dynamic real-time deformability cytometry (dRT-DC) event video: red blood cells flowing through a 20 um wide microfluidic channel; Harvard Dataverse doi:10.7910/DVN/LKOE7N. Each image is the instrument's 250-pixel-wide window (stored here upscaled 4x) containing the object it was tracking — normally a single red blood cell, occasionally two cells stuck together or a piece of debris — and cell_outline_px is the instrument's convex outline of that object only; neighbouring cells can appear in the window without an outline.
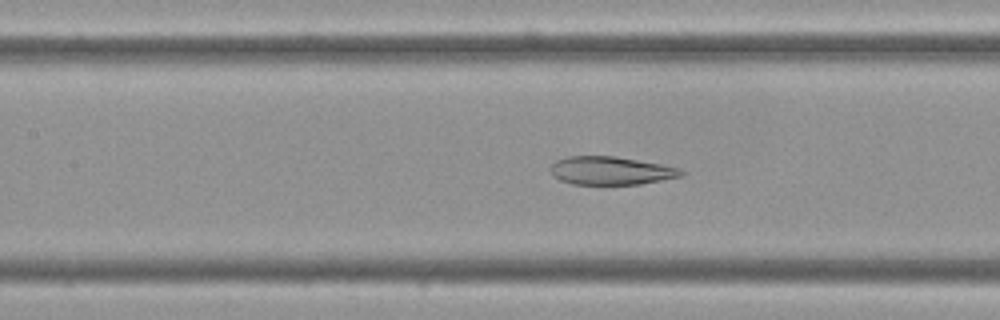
{"species": "Egyptian fruit bat (a non-hibernating species)", "species_latin": "Rousettus aegyptiacus", "temperature_condition": "cold", "stored_images_in_passage": 38, "camera_frame_rate_fps": 3000, "um_per_image_px": 0.085, "frame": {"image": 1, "passage_image": 12, "time_ms": 3.667, "image_size_px": [1000, 320], "cell_outline_px": [[684, 172], [680, 176], [640, 184], [572, 184], [560, 180], [552, 176], [548, 168], [556, 160], [568, 156], [616, 156], [660, 164], [676, 168]], "centroid_in_image_um": [51.82, 14.5], "position_along_channel_um": 155.6, "area_um2": 21.33}}
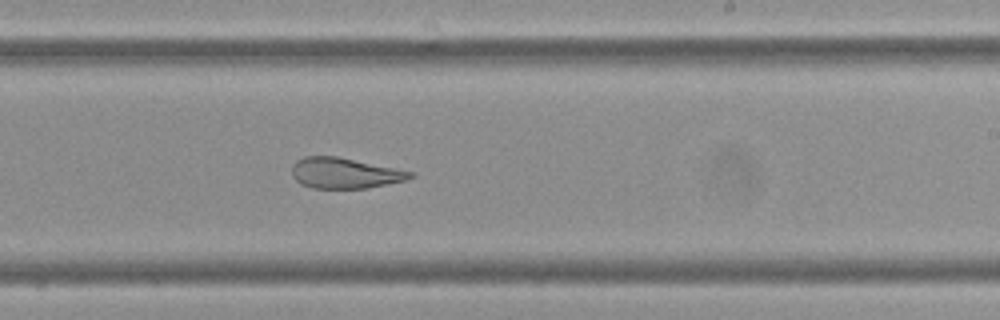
{"frame": {"image": 2, "passage_image": 21, "time_ms": 6.667, "image_size_px": [1000, 320], "cell_outline_px": [[416, 176], [408, 180], [368, 188], [312, 188], [300, 184], [292, 176], [292, 164], [296, 160], [304, 156], [336, 156], [416, 172]], "centroid_in_image_um": [29.33, 14.71], "position_along_channel_um": 259.7, "area_um2": 21.39}}
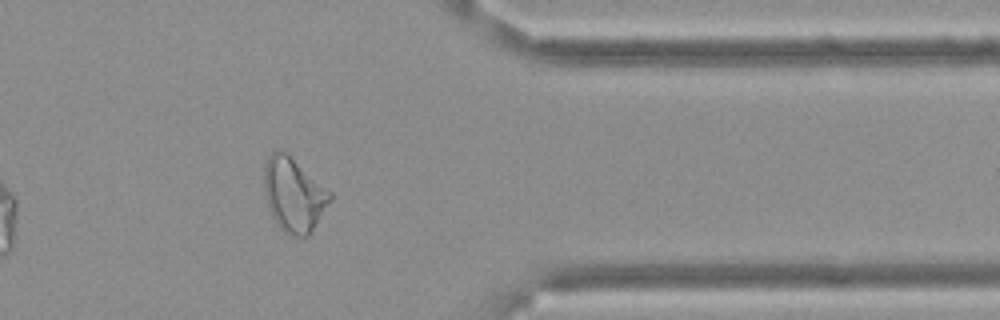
{"frame": {"image": 3, "passage_image": 33, "time_ms": 10.667, "image_size_px": [1000, 320], "cell_outline_px": [[332, 200], [308, 236], [292, 236], [284, 232], [276, 224], [268, 208], [264, 192], [264, 164], [268, 156], [276, 148], [288, 152], [332, 192]], "centroid_in_image_um": [24.96, 16.51], "position_along_channel_um": 386.4, "area_um2": 28.96}, "authors_computed_cell_mechanics": {"area_um2": 22.8021, "velocity_mm_per_s": 3.4812, "shape_relaxation_time_tau1_ms": 8.4203, "shape_relaxation_time_tau2_ms": 3.3185, "deformation_change_tau1": 0.1825, "deformation_change_tau2": 0.1112}}